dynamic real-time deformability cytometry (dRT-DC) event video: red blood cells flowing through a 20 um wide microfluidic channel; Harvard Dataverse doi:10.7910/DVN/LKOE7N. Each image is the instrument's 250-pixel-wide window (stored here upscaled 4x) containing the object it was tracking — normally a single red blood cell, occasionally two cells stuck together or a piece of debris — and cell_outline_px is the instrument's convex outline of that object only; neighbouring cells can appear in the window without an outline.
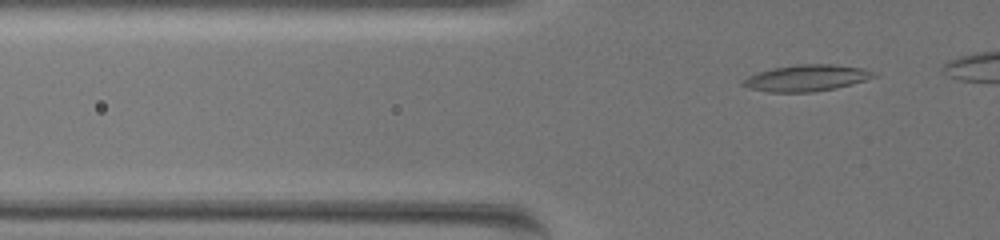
{"species": "common noctule bat (a hibernating species)", "species_latin": "Nyctalus noctula", "temperature_condition": "warm", "stored_images_in_passage": 39, "camera_frame_rate_fps": 3000, "um_per_image_px": 0.085, "animal": {"sex": "female", "body_mass_g": 19.5, "forearm_length_mm": 54.1}, "frame": {"image": 1, "passage_image": 5, "time_ms": 1.333, "image_size_px": [1000, 240], "cell_outline_px": [[876, 76], [852, 84], [836, 88], [812, 92], [768, 92], [748, 88], [740, 84], [748, 76], [772, 68], [800, 64], [836, 64], [864, 68], [872, 72]], "centroid_in_image_um": [68.54, 6.63], "position_along_channel_um": 57.3, "area_um2": 20.0}}
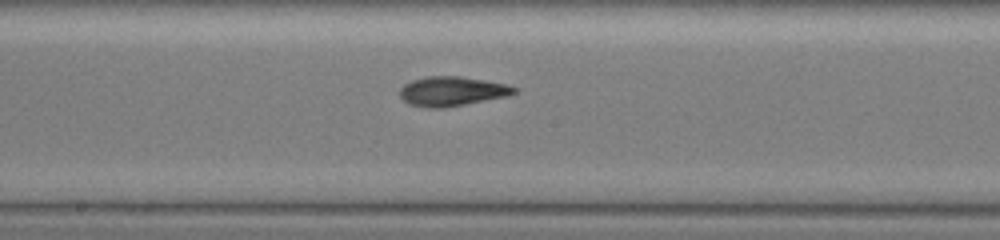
{"frame": {"image": 2, "passage_image": 20, "time_ms": 6.333, "image_size_px": [1000, 240], "cell_outline_px": [[516, 92], [504, 96], [444, 108], [428, 108], [408, 104], [400, 96], [400, 88], [404, 84], [412, 80], [428, 76], [460, 76], [508, 84], [516, 88]], "centroid_in_image_um": [38.37, 7.75], "position_along_channel_um": 209.8, "area_um2": 19.42}}
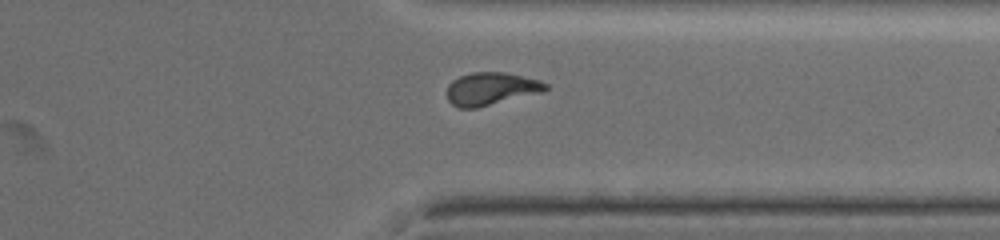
{"frame": {"image": 3, "passage_image": 34, "time_ms": 11.0, "image_size_px": [1000, 240], "cell_outline_px": [[548, 88], [544, 92], [476, 108], [460, 108], [452, 104], [448, 100], [448, 84], [452, 80], [460, 76], [472, 72], [508, 72], [540, 80], [548, 84]], "centroid_in_image_um": [41.77, 7.54], "position_along_channel_um": 369.6, "area_um2": 18.96}}